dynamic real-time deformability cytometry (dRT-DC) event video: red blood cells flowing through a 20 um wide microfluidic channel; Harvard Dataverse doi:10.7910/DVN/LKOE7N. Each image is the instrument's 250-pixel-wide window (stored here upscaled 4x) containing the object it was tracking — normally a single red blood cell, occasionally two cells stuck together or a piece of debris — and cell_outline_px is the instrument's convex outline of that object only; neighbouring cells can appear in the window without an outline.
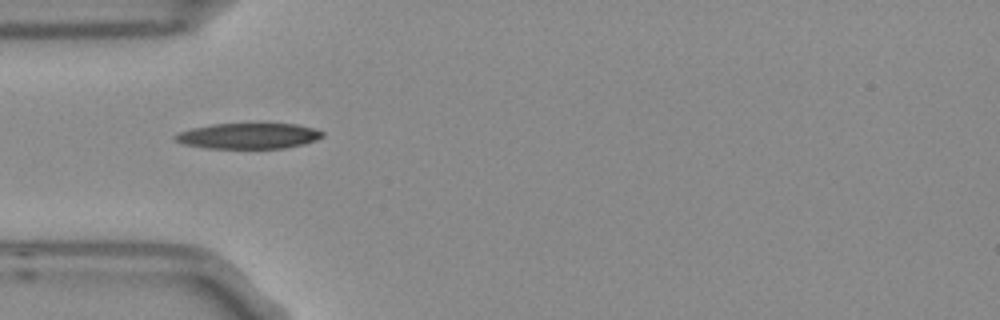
{"species": "Egyptian fruit bat (a non-hibernating species)", "species_latin": "Rousettus aegyptiacus", "temperature_condition": "room temperature", "stored_images_in_passage": 3, "camera_frame_rate_fps": 3000, "um_per_image_px": 0.085, "frame": {"image": 1, "passage_image": 1, "time_ms": 0.0, "image_size_px": [1000, 320], "cell_outline_px": [[324, 136], [316, 140], [304, 144], [284, 148], [208, 148], [184, 144], [176, 140], [172, 136], [180, 132], [192, 128], [212, 124], [296, 124], [312, 128], [324, 132]], "centroid_in_image_um": [21.14, 11.55], "position_along_channel_um": 63.9, "area_um2": 21.85}}
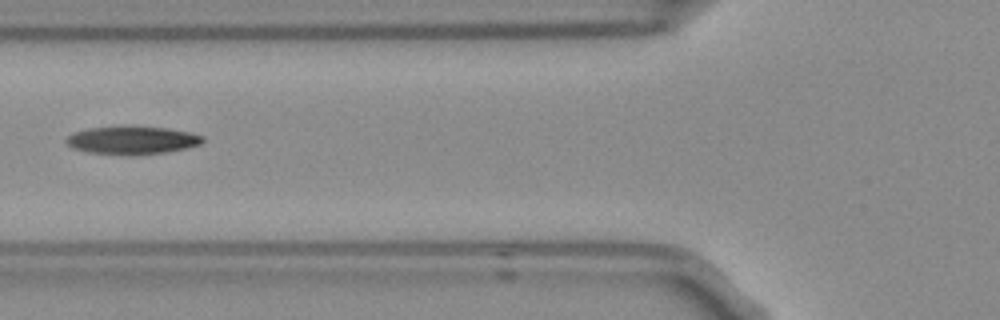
{"frame": {"image": 2, "passage_image": 2, "time_ms": 0.333, "image_size_px": [1000, 320], "cell_outline_px": [[204, 140], [200, 144], [184, 148], [164, 152], [136, 156], [132, 156], [88, 152], [72, 148], [64, 140], [72, 132], [88, 128], [164, 128], [188, 132], [204, 136]], "centroid_in_image_um": [11.19, 11.96], "position_along_channel_um": 114.6, "area_um2": 21.73}}